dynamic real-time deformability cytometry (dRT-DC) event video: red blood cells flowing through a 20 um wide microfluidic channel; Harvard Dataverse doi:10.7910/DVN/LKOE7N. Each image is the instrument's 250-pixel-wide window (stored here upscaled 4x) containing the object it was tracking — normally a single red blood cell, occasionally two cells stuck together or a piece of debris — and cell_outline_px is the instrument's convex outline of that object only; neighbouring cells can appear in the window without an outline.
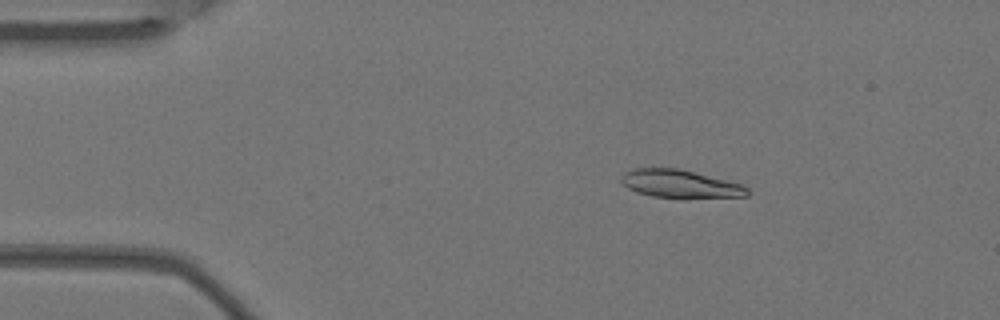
{"species": "Egyptian fruit bat (a non-hibernating species)", "species_latin": "Rousettus aegyptiacus", "temperature_condition": "warm", "stored_images_in_passage": 7, "camera_frame_rate_fps": 3000, "um_per_image_px": 0.085, "animal": {"sex": "female"}, "frame": {"image": 1, "passage_image": 3, "time_ms": 0.667, "image_size_px": [1000, 320], "cell_outline_px": [[752, 192], [748, 196], [684, 200], [680, 200], [652, 196], [636, 192], [628, 188], [620, 180], [620, 176], [624, 172], [632, 168], [680, 168], [744, 184]], "centroid_in_image_um": [57.88, 15.66], "position_along_channel_um": 27.1, "area_um2": 21.68}}
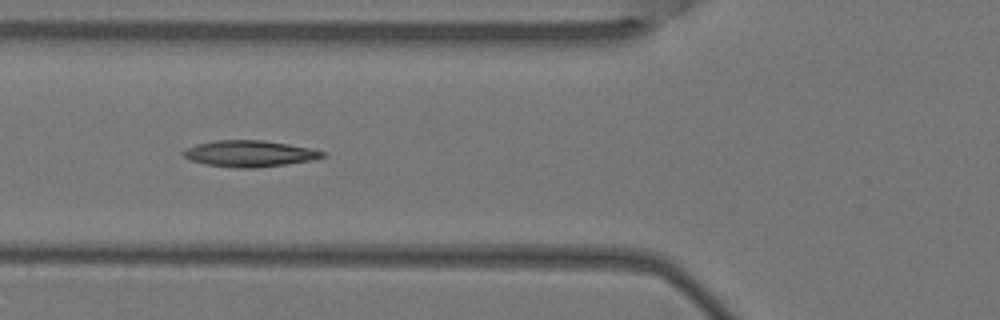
{"frame": {"image": 2, "passage_image": 6, "time_ms": 1.667, "image_size_px": [1000, 320], "cell_outline_px": [[328, 152], [324, 156], [316, 160], [252, 168], [240, 168], [204, 164], [192, 160], [184, 156], [180, 152], [184, 148], [196, 144], [216, 140], [264, 140], [312, 148]], "centroid_in_image_um": [21.23, 13.05], "position_along_channel_um": 104.6, "area_um2": 21.44}}
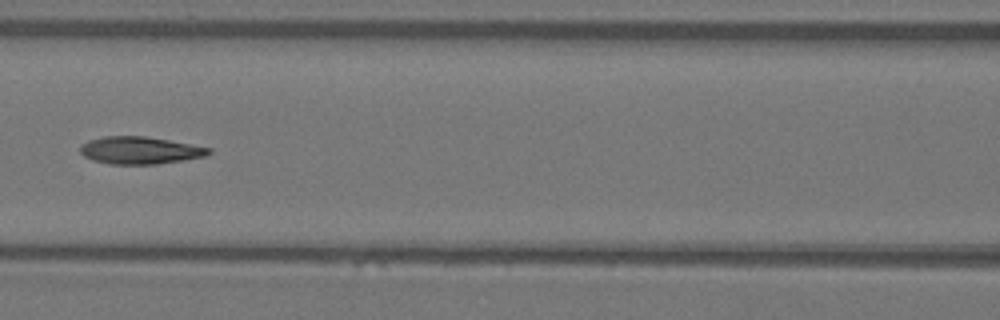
{"frame": {"image": 3, "passage_image": 7, "time_ms": 2.0, "image_size_px": [1000, 320], "cell_outline_px": [[212, 152], [204, 156], [184, 160], [156, 164], [108, 164], [92, 160], [84, 156], [80, 152], [80, 144], [88, 140], [104, 136], [144, 136], [168, 140], [212, 148]], "centroid_in_image_um": [11.86, 12.78], "position_along_channel_um": 154.7, "area_um2": 20.52}}